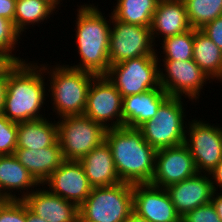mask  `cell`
Wrapping results in <instances>:
<instances>
[{
  "label": "cell",
  "instance_id": "cell-1",
  "mask_svg": "<svg viewBox=\"0 0 222 222\" xmlns=\"http://www.w3.org/2000/svg\"><path fill=\"white\" fill-rule=\"evenodd\" d=\"M46 78L40 63L20 62L8 76L2 114L16 123L45 118L41 111L49 104Z\"/></svg>",
  "mask_w": 222,
  "mask_h": 222
},
{
  "label": "cell",
  "instance_id": "cell-2",
  "mask_svg": "<svg viewBox=\"0 0 222 222\" xmlns=\"http://www.w3.org/2000/svg\"><path fill=\"white\" fill-rule=\"evenodd\" d=\"M77 6L75 25V47L78 50L79 63L67 66L87 71L95 75H105L110 68L109 41L112 14L109 20L98 5L94 3ZM105 15V16H103ZM111 15V16H110ZM111 19V20H110Z\"/></svg>",
  "mask_w": 222,
  "mask_h": 222
},
{
  "label": "cell",
  "instance_id": "cell-3",
  "mask_svg": "<svg viewBox=\"0 0 222 222\" xmlns=\"http://www.w3.org/2000/svg\"><path fill=\"white\" fill-rule=\"evenodd\" d=\"M117 175L121 182L150 183L155 171L156 149L148 144L138 128L122 126L106 130Z\"/></svg>",
  "mask_w": 222,
  "mask_h": 222
},
{
  "label": "cell",
  "instance_id": "cell-4",
  "mask_svg": "<svg viewBox=\"0 0 222 222\" xmlns=\"http://www.w3.org/2000/svg\"><path fill=\"white\" fill-rule=\"evenodd\" d=\"M55 64H40L45 75H48L47 97H51L53 113L57 118L84 114L88 90L97 75L69 67L65 63Z\"/></svg>",
  "mask_w": 222,
  "mask_h": 222
},
{
  "label": "cell",
  "instance_id": "cell-5",
  "mask_svg": "<svg viewBox=\"0 0 222 222\" xmlns=\"http://www.w3.org/2000/svg\"><path fill=\"white\" fill-rule=\"evenodd\" d=\"M133 212V184L93 187L79 206V222H125Z\"/></svg>",
  "mask_w": 222,
  "mask_h": 222
},
{
  "label": "cell",
  "instance_id": "cell-6",
  "mask_svg": "<svg viewBox=\"0 0 222 222\" xmlns=\"http://www.w3.org/2000/svg\"><path fill=\"white\" fill-rule=\"evenodd\" d=\"M184 102V97L169 96L158 108L156 116L138 128L143 138L156 150L185 143L188 124L185 113L188 112Z\"/></svg>",
  "mask_w": 222,
  "mask_h": 222
},
{
  "label": "cell",
  "instance_id": "cell-7",
  "mask_svg": "<svg viewBox=\"0 0 222 222\" xmlns=\"http://www.w3.org/2000/svg\"><path fill=\"white\" fill-rule=\"evenodd\" d=\"M58 119V141L64 160L79 161L105 141L107 129L84 114Z\"/></svg>",
  "mask_w": 222,
  "mask_h": 222
},
{
  "label": "cell",
  "instance_id": "cell-8",
  "mask_svg": "<svg viewBox=\"0 0 222 222\" xmlns=\"http://www.w3.org/2000/svg\"><path fill=\"white\" fill-rule=\"evenodd\" d=\"M159 63L157 56L128 59L110 65L105 76L124 98L159 88Z\"/></svg>",
  "mask_w": 222,
  "mask_h": 222
},
{
  "label": "cell",
  "instance_id": "cell-9",
  "mask_svg": "<svg viewBox=\"0 0 222 222\" xmlns=\"http://www.w3.org/2000/svg\"><path fill=\"white\" fill-rule=\"evenodd\" d=\"M162 62L163 64L159 63V67L164 68H159V83L163 90L171 97L184 96L185 99H189L188 101L191 100L192 104L197 100L199 102L203 87L212 81L194 60H162Z\"/></svg>",
  "mask_w": 222,
  "mask_h": 222
},
{
  "label": "cell",
  "instance_id": "cell-10",
  "mask_svg": "<svg viewBox=\"0 0 222 222\" xmlns=\"http://www.w3.org/2000/svg\"><path fill=\"white\" fill-rule=\"evenodd\" d=\"M189 120L185 144L190 150L197 172L210 173L222 160V127L201 118Z\"/></svg>",
  "mask_w": 222,
  "mask_h": 222
},
{
  "label": "cell",
  "instance_id": "cell-11",
  "mask_svg": "<svg viewBox=\"0 0 222 222\" xmlns=\"http://www.w3.org/2000/svg\"><path fill=\"white\" fill-rule=\"evenodd\" d=\"M150 26H139L116 20L112 16L109 61L115 65L142 56H157Z\"/></svg>",
  "mask_w": 222,
  "mask_h": 222
},
{
  "label": "cell",
  "instance_id": "cell-12",
  "mask_svg": "<svg viewBox=\"0 0 222 222\" xmlns=\"http://www.w3.org/2000/svg\"><path fill=\"white\" fill-rule=\"evenodd\" d=\"M123 97L105 75L93 80L87 94L84 115L106 129L122 127Z\"/></svg>",
  "mask_w": 222,
  "mask_h": 222
},
{
  "label": "cell",
  "instance_id": "cell-13",
  "mask_svg": "<svg viewBox=\"0 0 222 222\" xmlns=\"http://www.w3.org/2000/svg\"><path fill=\"white\" fill-rule=\"evenodd\" d=\"M197 173L193 157L185 143L161 148L156 151L155 171L150 184L167 188Z\"/></svg>",
  "mask_w": 222,
  "mask_h": 222
},
{
  "label": "cell",
  "instance_id": "cell-14",
  "mask_svg": "<svg viewBox=\"0 0 222 222\" xmlns=\"http://www.w3.org/2000/svg\"><path fill=\"white\" fill-rule=\"evenodd\" d=\"M133 212L150 222H181L165 188L133 184Z\"/></svg>",
  "mask_w": 222,
  "mask_h": 222
},
{
  "label": "cell",
  "instance_id": "cell-15",
  "mask_svg": "<svg viewBox=\"0 0 222 222\" xmlns=\"http://www.w3.org/2000/svg\"><path fill=\"white\" fill-rule=\"evenodd\" d=\"M42 185L49 186L47 189L51 193L78 206L86 200L93 188L80 161L75 160H64Z\"/></svg>",
  "mask_w": 222,
  "mask_h": 222
},
{
  "label": "cell",
  "instance_id": "cell-16",
  "mask_svg": "<svg viewBox=\"0 0 222 222\" xmlns=\"http://www.w3.org/2000/svg\"><path fill=\"white\" fill-rule=\"evenodd\" d=\"M176 212L183 217L187 212L211 202L214 188L208 173H197L189 179L165 188Z\"/></svg>",
  "mask_w": 222,
  "mask_h": 222
},
{
  "label": "cell",
  "instance_id": "cell-17",
  "mask_svg": "<svg viewBox=\"0 0 222 222\" xmlns=\"http://www.w3.org/2000/svg\"><path fill=\"white\" fill-rule=\"evenodd\" d=\"M39 187L23 199L33 213L47 222H79L78 205L51 193L44 185Z\"/></svg>",
  "mask_w": 222,
  "mask_h": 222
},
{
  "label": "cell",
  "instance_id": "cell-18",
  "mask_svg": "<svg viewBox=\"0 0 222 222\" xmlns=\"http://www.w3.org/2000/svg\"><path fill=\"white\" fill-rule=\"evenodd\" d=\"M191 29L183 0H159L150 26L151 37L156 48V38L184 33ZM162 37V39L160 38Z\"/></svg>",
  "mask_w": 222,
  "mask_h": 222
},
{
  "label": "cell",
  "instance_id": "cell-19",
  "mask_svg": "<svg viewBox=\"0 0 222 222\" xmlns=\"http://www.w3.org/2000/svg\"><path fill=\"white\" fill-rule=\"evenodd\" d=\"M168 97L161 86L140 94L125 96L122 104V126L139 128L145 122L152 120Z\"/></svg>",
  "mask_w": 222,
  "mask_h": 222
},
{
  "label": "cell",
  "instance_id": "cell-20",
  "mask_svg": "<svg viewBox=\"0 0 222 222\" xmlns=\"http://www.w3.org/2000/svg\"><path fill=\"white\" fill-rule=\"evenodd\" d=\"M39 186L14 154L0 156V190L7 200H23Z\"/></svg>",
  "mask_w": 222,
  "mask_h": 222
},
{
  "label": "cell",
  "instance_id": "cell-21",
  "mask_svg": "<svg viewBox=\"0 0 222 222\" xmlns=\"http://www.w3.org/2000/svg\"><path fill=\"white\" fill-rule=\"evenodd\" d=\"M14 156L42 185L64 161L59 141L40 149L16 148Z\"/></svg>",
  "mask_w": 222,
  "mask_h": 222
},
{
  "label": "cell",
  "instance_id": "cell-22",
  "mask_svg": "<svg viewBox=\"0 0 222 222\" xmlns=\"http://www.w3.org/2000/svg\"><path fill=\"white\" fill-rule=\"evenodd\" d=\"M79 161L92 187H109L121 183L111 148L106 141Z\"/></svg>",
  "mask_w": 222,
  "mask_h": 222
},
{
  "label": "cell",
  "instance_id": "cell-23",
  "mask_svg": "<svg viewBox=\"0 0 222 222\" xmlns=\"http://www.w3.org/2000/svg\"><path fill=\"white\" fill-rule=\"evenodd\" d=\"M47 118L19 122L16 148L40 149L54 145L58 141L57 121Z\"/></svg>",
  "mask_w": 222,
  "mask_h": 222
},
{
  "label": "cell",
  "instance_id": "cell-24",
  "mask_svg": "<svg viewBox=\"0 0 222 222\" xmlns=\"http://www.w3.org/2000/svg\"><path fill=\"white\" fill-rule=\"evenodd\" d=\"M192 59L211 81L222 82V51L200 29H194Z\"/></svg>",
  "mask_w": 222,
  "mask_h": 222
},
{
  "label": "cell",
  "instance_id": "cell-25",
  "mask_svg": "<svg viewBox=\"0 0 222 222\" xmlns=\"http://www.w3.org/2000/svg\"><path fill=\"white\" fill-rule=\"evenodd\" d=\"M56 9L48 0H16L14 27L23 35L30 29V25L34 27L41 22L43 24L44 20L47 23L50 16L53 14L54 17V13L58 11Z\"/></svg>",
  "mask_w": 222,
  "mask_h": 222
},
{
  "label": "cell",
  "instance_id": "cell-26",
  "mask_svg": "<svg viewBox=\"0 0 222 222\" xmlns=\"http://www.w3.org/2000/svg\"><path fill=\"white\" fill-rule=\"evenodd\" d=\"M112 16L121 22L151 26L152 17L159 0H115Z\"/></svg>",
  "mask_w": 222,
  "mask_h": 222
},
{
  "label": "cell",
  "instance_id": "cell-27",
  "mask_svg": "<svg viewBox=\"0 0 222 222\" xmlns=\"http://www.w3.org/2000/svg\"><path fill=\"white\" fill-rule=\"evenodd\" d=\"M161 46L159 45L160 48H162L163 51L157 52L156 49V54H157V59L159 62L161 60H178V61H185V60H190L193 58V43H194V29L191 28L190 30L175 35L171 37H167L160 41L159 39L156 41ZM162 42V43H160ZM158 53L164 54L160 57L158 56ZM161 57H163L161 59Z\"/></svg>",
  "mask_w": 222,
  "mask_h": 222
},
{
  "label": "cell",
  "instance_id": "cell-28",
  "mask_svg": "<svg viewBox=\"0 0 222 222\" xmlns=\"http://www.w3.org/2000/svg\"><path fill=\"white\" fill-rule=\"evenodd\" d=\"M191 28L201 29L222 16V0H183Z\"/></svg>",
  "mask_w": 222,
  "mask_h": 222
},
{
  "label": "cell",
  "instance_id": "cell-29",
  "mask_svg": "<svg viewBox=\"0 0 222 222\" xmlns=\"http://www.w3.org/2000/svg\"><path fill=\"white\" fill-rule=\"evenodd\" d=\"M17 124L0 114V156L14 154L18 137Z\"/></svg>",
  "mask_w": 222,
  "mask_h": 222
},
{
  "label": "cell",
  "instance_id": "cell-30",
  "mask_svg": "<svg viewBox=\"0 0 222 222\" xmlns=\"http://www.w3.org/2000/svg\"><path fill=\"white\" fill-rule=\"evenodd\" d=\"M21 34L15 29L12 21L0 17V49L14 53L20 43Z\"/></svg>",
  "mask_w": 222,
  "mask_h": 222
},
{
  "label": "cell",
  "instance_id": "cell-31",
  "mask_svg": "<svg viewBox=\"0 0 222 222\" xmlns=\"http://www.w3.org/2000/svg\"><path fill=\"white\" fill-rule=\"evenodd\" d=\"M0 222H26V204L23 200H7L0 205Z\"/></svg>",
  "mask_w": 222,
  "mask_h": 222
},
{
  "label": "cell",
  "instance_id": "cell-32",
  "mask_svg": "<svg viewBox=\"0 0 222 222\" xmlns=\"http://www.w3.org/2000/svg\"><path fill=\"white\" fill-rule=\"evenodd\" d=\"M181 222H222L211 202L187 212Z\"/></svg>",
  "mask_w": 222,
  "mask_h": 222
},
{
  "label": "cell",
  "instance_id": "cell-33",
  "mask_svg": "<svg viewBox=\"0 0 222 222\" xmlns=\"http://www.w3.org/2000/svg\"><path fill=\"white\" fill-rule=\"evenodd\" d=\"M24 61L27 59L0 49V78H8L19 63Z\"/></svg>",
  "mask_w": 222,
  "mask_h": 222
},
{
  "label": "cell",
  "instance_id": "cell-34",
  "mask_svg": "<svg viewBox=\"0 0 222 222\" xmlns=\"http://www.w3.org/2000/svg\"><path fill=\"white\" fill-rule=\"evenodd\" d=\"M200 30L222 51V16L208 22Z\"/></svg>",
  "mask_w": 222,
  "mask_h": 222
},
{
  "label": "cell",
  "instance_id": "cell-35",
  "mask_svg": "<svg viewBox=\"0 0 222 222\" xmlns=\"http://www.w3.org/2000/svg\"><path fill=\"white\" fill-rule=\"evenodd\" d=\"M16 0H0V17L14 23Z\"/></svg>",
  "mask_w": 222,
  "mask_h": 222
},
{
  "label": "cell",
  "instance_id": "cell-36",
  "mask_svg": "<svg viewBox=\"0 0 222 222\" xmlns=\"http://www.w3.org/2000/svg\"><path fill=\"white\" fill-rule=\"evenodd\" d=\"M208 174L211 178V182L213 184L214 192L222 193V160ZM218 188H219V190H218Z\"/></svg>",
  "mask_w": 222,
  "mask_h": 222
},
{
  "label": "cell",
  "instance_id": "cell-37",
  "mask_svg": "<svg viewBox=\"0 0 222 222\" xmlns=\"http://www.w3.org/2000/svg\"><path fill=\"white\" fill-rule=\"evenodd\" d=\"M211 203L215 207L216 213L222 221V193L214 192Z\"/></svg>",
  "mask_w": 222,
  "mask_h": 222
},
{
  "label": "cell",
  "instance_id": "cell-38",
  "mask_svg": "<svg viewBox=\"0 0 222 222\" xmlns=\"http://www.w3.org/2000/svg\"><path fill=\"white\" fill-rule=\"evenodd\" d=\"M8 78H0V114L3 110Z\"/></svg>",
  "mask_w": 222,
  "mask_h": 222
},
{
  "label": "cell",
  "instance_id": "cell-39",
  "mask_svg": "<svg viewBox=\"0 0 222 222\" xmlns=\"http://www.w3.org/2000/svg\"><path fill=\"white\" fill-rule=\"evenodd\" d=\"M26 222H47L45 219L33 213L26 205Z\"/></svg>",
  "mask_w": 222,
  "mask_h": 222
},
{
  "label": "cell",
  "instance_id": "cell-40",
  "mask_svg": "<svg viewBox=\"0 0 222 222\" xmlns=\"http://www.w3.org/2000/svg\"><path fill=\"white\" fill-rule=\"evenodd\" d=\"M125 222H150V221L137 215L135 212H132Z\"/></svg>",
  "mask_w": 222,
  "mask_h": 222
},
{
  "label": "cell",
  "instance_id": "cell-41",
  "mask_svg": "<svg viewBox=\"0 0 222 222\" xmlns=\"http://www.w3.org/2000/svg\"><path fill=\"white\" fill-rule=\"evenodd\" d=\"M50 1L58 10H59V7H61L60 5L62 4L61 2L63 0H48ZM60 4V5H59ZM59 6V7H58Z\"/></svg>",
  "mask_w": 222,
  "mask_h": 222
},
{
  "label": "cell",
  "instance_id": "cell-42",
  "mask_svg": "<svg viewBox=\"0 0 222 222\" xmlns=\"http://www.w3.org/2000/svg\"><path fill=\"white\" fill-rule=\"evenodd\" d=\"M6 201H7V199L5 198V196L3 195V193L0 190V205L3 204Z\"/></svg>",
  "mask_w": 222,
  "mask_h": 222
}]
</instances>
